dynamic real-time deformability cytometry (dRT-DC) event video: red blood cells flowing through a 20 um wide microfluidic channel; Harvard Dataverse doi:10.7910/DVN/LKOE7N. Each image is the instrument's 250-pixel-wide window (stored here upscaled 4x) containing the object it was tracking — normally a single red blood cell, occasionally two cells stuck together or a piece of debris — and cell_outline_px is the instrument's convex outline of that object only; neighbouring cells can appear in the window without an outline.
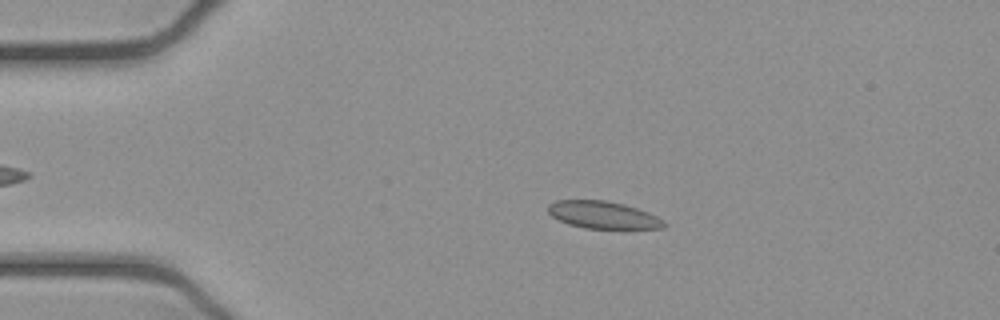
{"species": "common noctule bat (a hibernating species)", "species_latin": "Nyctalus noctula", "temperature_condition": "cold", "stored_images_in_passage": 52, "camera_frame_rate_fps": 3000, "um_per_image_px": 0.085, "animal": {"sex": "female", "body_mass_g": 21.9}, "frame": {"image": 1, "passage_image": 10, "time_ms": 3.0, "image_size_px": [1000, 320], "cell_outline_px": [[668, 224], [664, 228], [584, 228], [568, 224], [552, 216], [548, 212], [548, 204], [556, 200], [604, 200], [624, 204], [648, 212], [664, 220]], "centroid_in_image_um": [51.26, 18.26], "position_along_channel_um": 33.7, "area_um2": 18.38}}
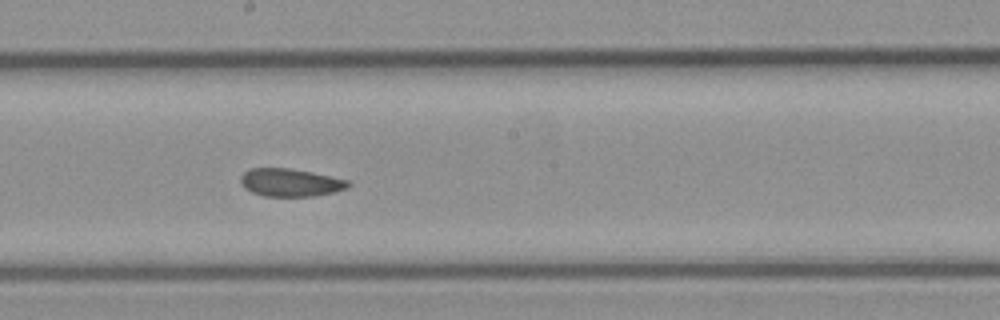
{"frame": {"image": 2, "passage_image": 28, "time_ms": 9.0, "image_size_px": [1000, 320], "cell_outline_px": [[352, 184], [348, 188], [316, 196], [264, 196], [252, 192], [244, 188], [240, 184], [240, 176], [248, 168], [288, 168], [312, 172], [348, 180]], "centroid_in_image_um": [24.66, 15.51], "position_along_channel_um": 223.5, "area_um2": 17.57}}
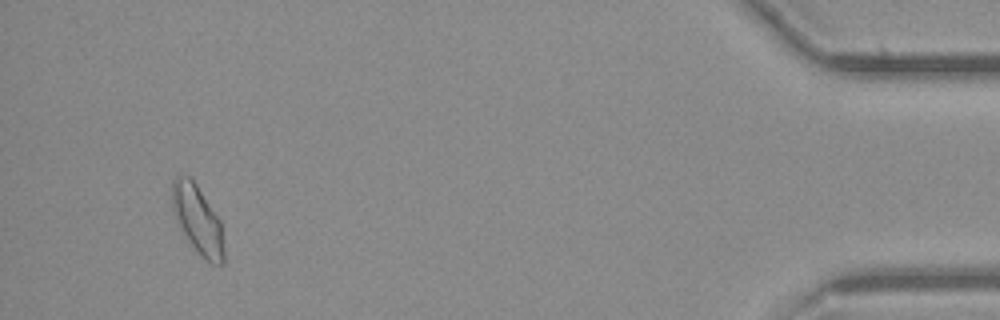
{"frame": {"image": 3, "passage_image": 49, "time_ms": 16.0, "image_size_px": [1000, 320], "cell_outline_px": [[224, 264], [212, 264], [180, 232], [172, 208], [172, 180], [176, 176], [188, 176], [196, 184], [220, 220], [224, 252]], "centroid_in_image_um": [16.78, 18.65], "position_along_channel_um": 418.4, "area_um2": 20.29}, "authors_computed_cell_mechanics": {"area_um2": 18.7561, "velocity_mm_per_s": 3.8837, "shape_relaxation_time_tau1_ms": 4.3067, "shape_relaxation_time_tau2_ms": 1.1981, "deformation_change_tau1": 0.1031, "deformation_change_tau2": 0.0621}}